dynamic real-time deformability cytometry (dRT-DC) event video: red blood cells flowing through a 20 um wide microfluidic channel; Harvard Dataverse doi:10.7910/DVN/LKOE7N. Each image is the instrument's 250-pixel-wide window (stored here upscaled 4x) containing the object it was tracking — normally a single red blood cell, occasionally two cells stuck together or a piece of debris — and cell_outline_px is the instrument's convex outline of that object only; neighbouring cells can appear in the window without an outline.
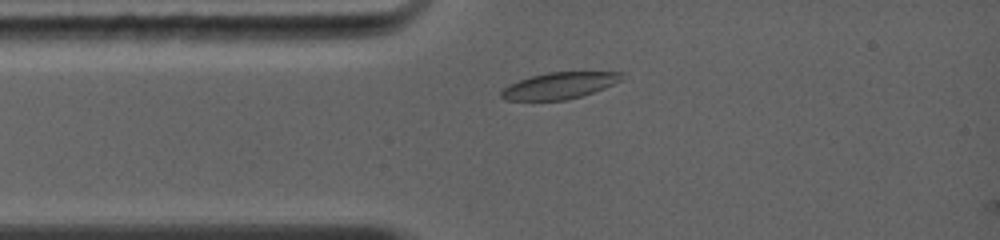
{"species": "common noctule bat (a hibernating species)", "species_latin": "Nyctalus noctula", "temperature_condition": "warm", "stored_images_in_passage": 1, "camera_frame_rate_fps": 5000, "um_per_image_px": 0.085, "animal": {"sex": "female", "body_mass_g": 19.0, "forearm_length_mm": 56.7}, "frame": {"image": 1, "passage_image": 1, "time_ms": 0.0, "image_size_px": [1000, 240], "cell_outline_px": [[624, 72], [620, 80], [604, 88], [580, 96], [564, 100], [504, 100], [500, 96], [500, 92], [508, 84], [532, 76], [548, 72]], "centroid_in_image_um": [47.5, 7.28], "position_along_channel_um": 37.5, "area_um2": 18.32}}